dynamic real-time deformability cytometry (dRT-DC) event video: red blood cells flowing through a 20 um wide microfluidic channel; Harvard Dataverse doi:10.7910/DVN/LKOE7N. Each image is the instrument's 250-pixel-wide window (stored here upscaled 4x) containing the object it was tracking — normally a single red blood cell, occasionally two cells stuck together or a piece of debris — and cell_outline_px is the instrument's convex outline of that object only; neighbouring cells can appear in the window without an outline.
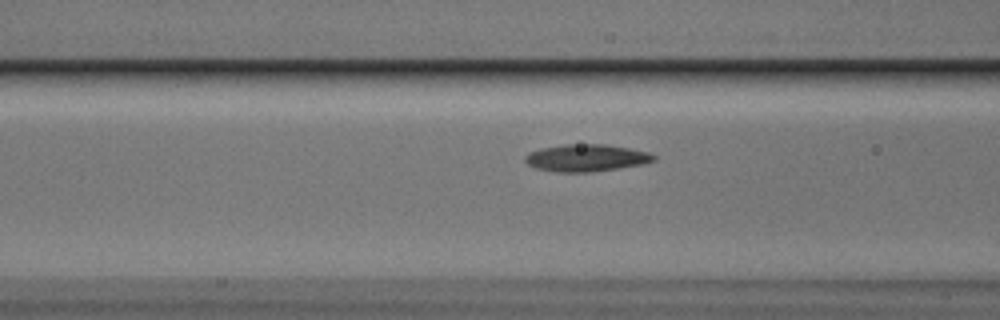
{"species": "Egyptian fruit bat (a non-hibernating species)", "species_latin": "Rousettus aegyptiacus", "temperature_condition": "cold", "stored_images_in_passage": 11, "camera_frame_rate_fps": 3000, "um_per_image_px": 0.085, "animal": {"sex": "male"}, "frame": {"image": 1, "passage_image": 5, "time_ms": 1.333, "image_size_px": [1000, 320], "cell_outline_px": [[656, 160], [644, 164], [592, 172], [556, 172], [536, 168], [528, 164], [524, 160], [524, 156], [528, 152], [540, 148], [564, 144], [604, 144], [628, 148], [648, 152], [656, 156]], "centroid_in_image_um": [49.81, 13.42], "position_along_channel_um": 116.8, "area_um2": 20.46}}
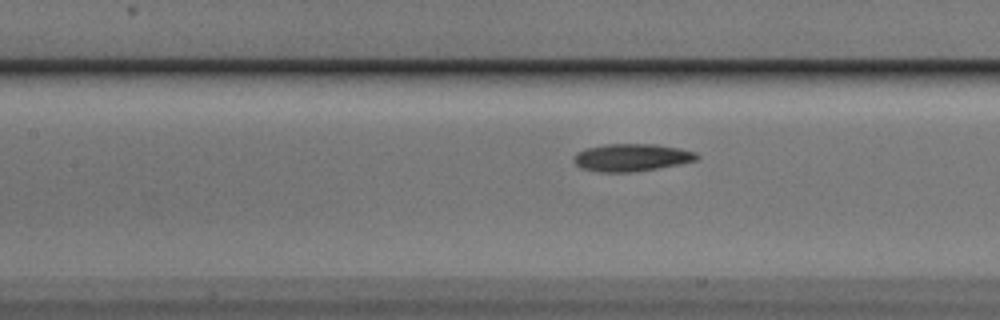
{"frame": {"image": 2, "passage_image": 8, "time_ms": 2.333, "image_size_px": [1000, 320], "cell_outline_px": [[700, 156], [696, 160], [680, 164], [632, 172], [600, 172], [580, 168], [572, 160], [572, 156], [576, 152], [584, 148], [604, 144], [656, 144], [680, 148], [696, 152]], "centroid_in_image_um": [53.64, 13.38], "position_along_channel_um": 153.8, "area_um2": 19.94}}